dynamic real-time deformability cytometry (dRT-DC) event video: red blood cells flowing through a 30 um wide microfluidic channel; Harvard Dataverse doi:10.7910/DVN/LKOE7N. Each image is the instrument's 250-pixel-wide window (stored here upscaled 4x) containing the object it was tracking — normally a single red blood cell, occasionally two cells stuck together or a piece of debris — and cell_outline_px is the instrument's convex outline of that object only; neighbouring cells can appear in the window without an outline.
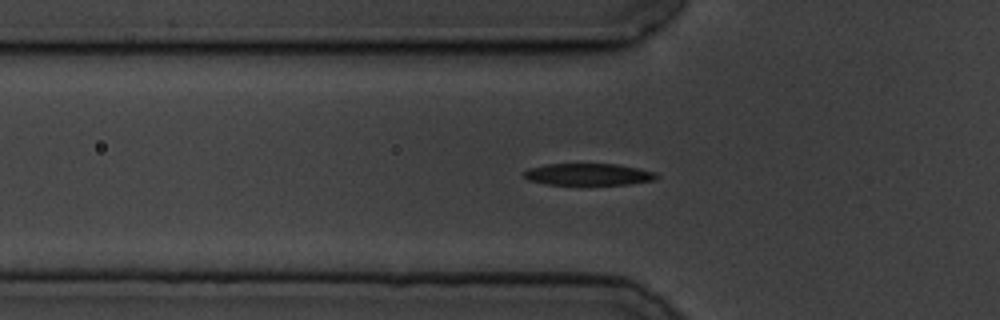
{"species": "common noctule bat (a hibernating species)", "species_latin": "Nyctalus noctula", "temperature_condition": "cold", "stored_images_in_passage": 49, "camera_frame_rate_fps": 3000, "um_per_image_px": 0.085, "animal": {"sex": "male", "body_mass_g": 19.5, "forearm_length_mm": 54.6}, "frame": {"image": 1, "passage_image": 9, "time_ms": 2.667, "image_size_px": [1000, 320], "cell_outline_px": [[660, 176], [656, 180], [632, 184], [548, 184], [528, 180], [524, 176], [524, 172], [528, 168], [548, 164], [616, 164], [656, 172]], "centroid_in_image_um": [50.05, 14.82], "position_along_channel_um": 75.7, "area_um2": 16.76}}
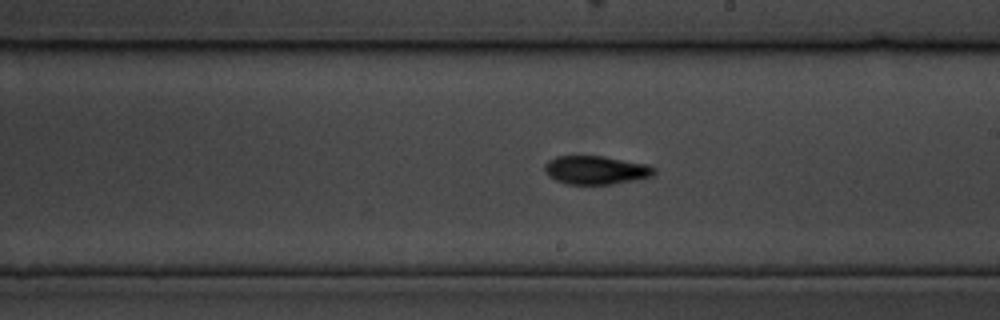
{"frame": {"image": 2, "passage_image": 23, "time_ms": 7.333, "image_size_px": [1000, 320], "cell_outline_px": [[656, 172], [652, 176], [636, 180], [612, 184], [568, 184], [556, 180], [548, 176], [544, 172], [544, 164], [548, 160], [556, 156], [604, 156], [648, 164], [656, 168]], "centroid_in_image_um": [50.66, 14.45], "position_along_channel_um": 238.3, "area_um2": 18.38}}
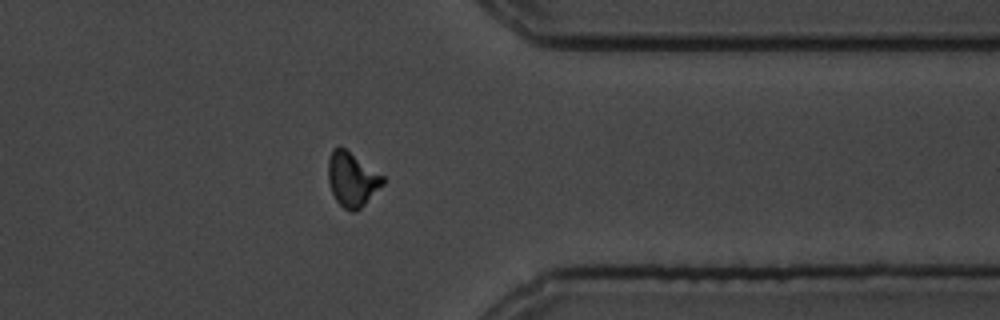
{"frame": {"image": 3, "passage_image": 36, "time_ms": 11.667, "image_size_px": [1000, 320], "cell_outline_px": [[384, 184], [356, 212], [352, 212], [344, 208], [336, 200], [332, 192], [328, 180], [328, 160], [332, 148], [340, 144], [384, 176]], "centroid_in_image_um": [29.91, 15.21], "position_along_channel_um": 381.5, "area_um2": 17.4}, "authors_computed_cell_mechanics": {"area_um2": 17.629, "velocity_mm_per_s": 3.4821, "shape_relaxation_time_tau1_ms": 3.5173, "shape_relaxation_time_tau2_ms": 3.682, "deformation_change_tau1": 0.1851, "deformation_change_tau2": 0.0896}}